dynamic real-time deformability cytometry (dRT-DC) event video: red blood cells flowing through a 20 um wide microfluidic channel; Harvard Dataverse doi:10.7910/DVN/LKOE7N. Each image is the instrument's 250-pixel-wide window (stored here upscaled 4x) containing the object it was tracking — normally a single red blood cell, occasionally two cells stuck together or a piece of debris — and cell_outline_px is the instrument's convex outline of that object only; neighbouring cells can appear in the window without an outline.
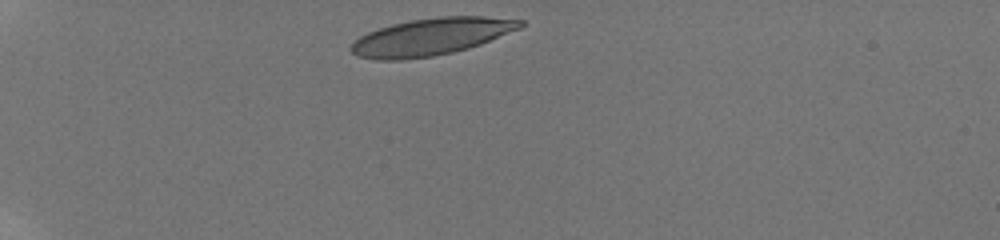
{"species": "human", "species_latin": "Homo sapiens", "temperature_condition": "room temperature", "stored_images_in_passage": 31, "camera_frame_rate_fps": 3000, "um_per_image_px": 0.085, "donor": {"sex": "male"}, "frame": {"image": 1, "passage_image": 1, "time_ms": 0.0, "image_size_px": [1000, 240], "cell_outline_px": [[524, 24], [520, 28], [480, 44], [468, 48], [452, 52], [432, 56], [400, 60], [376, 60], [356, 56], [348, 48], [360, 36], [368, 32], [392, 24], [412, 20], [440, 16], [484, 16], [524, 20]], "centroid_in_image_um": [36.63, 3.12], "position_along_channel_um": 48.4, "area_um2": 36.36}}
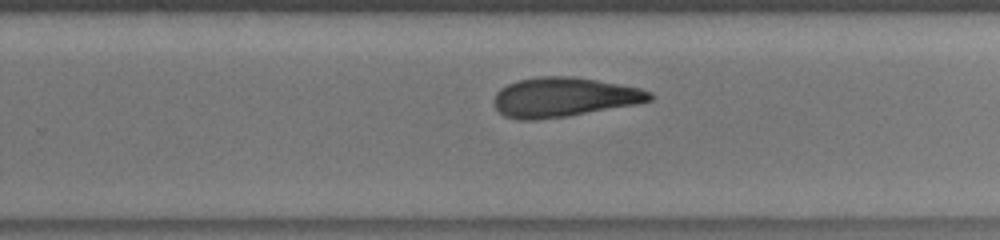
{"frame": {"image": 2, "passage_image": 20, "time_ms": 7.333, "image_size_px": [1000, 240], "cell_outline_px": [[652, 100], [636, 104], [568, 116], [536, 120], [516, 120], [504, 116], [496, 108], [492, 100], [496, 92], [500, 88], [508, 84], [520, 80], [540, 76], [572, 76], [596, 80], [640, 88], [652, 92]], "centroid_in_image_um": [47.89, 8.27], "position_along_channel_um": 281.9, "area_um2": 35.84}}
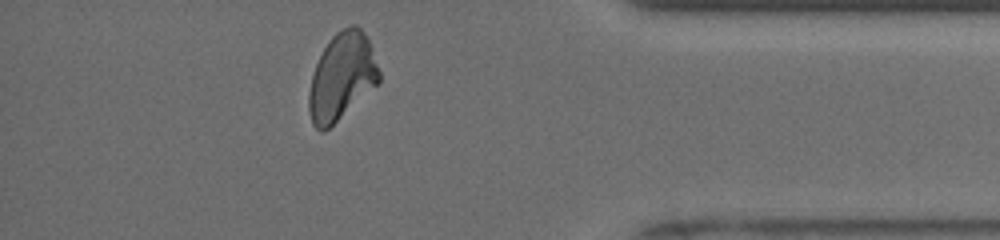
{"frame": {"image": 3, "passage_image": 29, "time_ms": 11.0, "image_size_px": [1000, 240], "cell_outline_px": [[380, 80], [376, 84], [324, 132], [320, 132], [312, 124], [308, 108], [308, 96], [312, 76], [316, 64], [328, 40], [336, 32], [352, 24], [356, 24], [368, 36], [380, 72]], "centroid_in_image_um": [29.04, 6.48], "position_along_channel_um": 406.2, "area_um2": 35.2}, "authors_computed_cell_mechanics": {"area_um2": 36.5296, "velocity_mm_per_s": 3.9215, "shape_relaxation_time_tau1_ms": 10.4891, "shape_relaxation_time_tau2_ms": 1.7682, "deformation_change_tau1": 0.2281, "deformation_change_tau2": 0.0827}}